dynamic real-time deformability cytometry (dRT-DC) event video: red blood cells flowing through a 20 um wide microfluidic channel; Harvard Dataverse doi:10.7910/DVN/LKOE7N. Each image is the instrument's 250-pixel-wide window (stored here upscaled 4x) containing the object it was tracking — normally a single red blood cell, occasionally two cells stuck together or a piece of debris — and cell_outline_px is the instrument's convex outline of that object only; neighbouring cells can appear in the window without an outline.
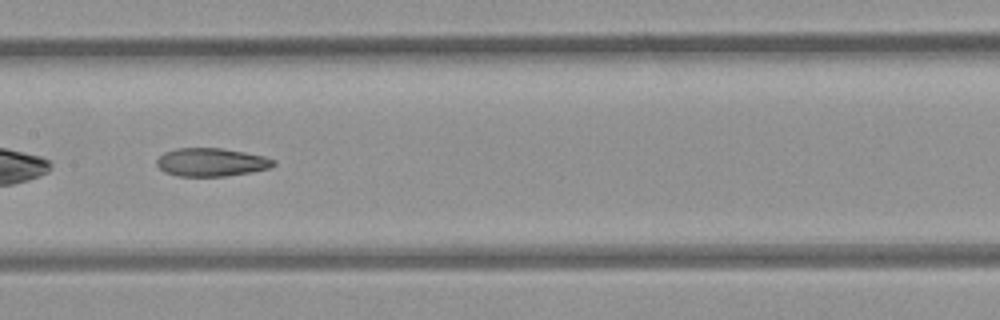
{"species": "common noctule bat (a hibernating species)", "species_latin": "Nyctalus noctula", "temperature_condition": "room temperature", "stored_images_in_passage": 50, "camera_frame_rate_fps": 3000, "um_per_image_px": 0.085, "animal": {"sex": "female", "body_mass_g": 21.9}, "frame": {"image": 1, "passage_image": 25, "time_ms": 8.0, "image_size_px": [1000, 320], "cell_outline_px": [[276, 164], [272, 168], [252, 172], [224, 176], [176, 176], [164, 172], [156, 164], [156, 160], [164, 152], [176, 148], [220, 148], [244, 152], [264, 156], [276, 160]], "centroid_in_image_um": [17.98, 13.79], "position_along_channel_um": 189.4, "area_um2": 19.36}}
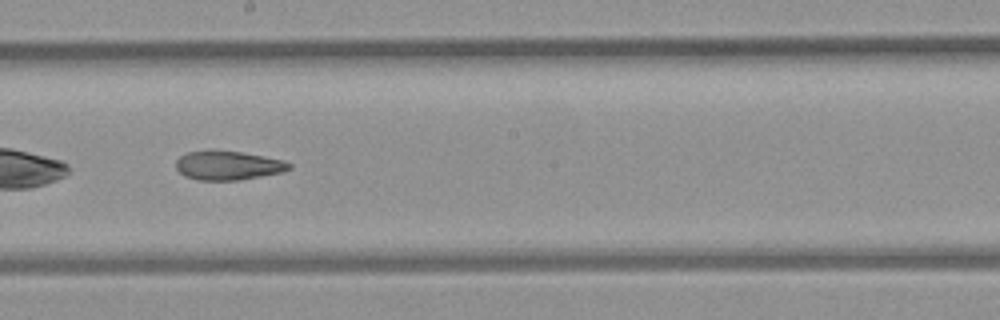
{"frame": {"image": 2, "passage_image": 28, "time_ms": 9.0, "image_size_px": [1000, 320], "cell_outline_px": [[292, 168], [284, 172], [240, 180], [196, 180], [184, 176], [176, 168], [176, 160], [180, 156], [188, 152], [208, 148], [240, 152], [284, 160], [292, 164]], "centroid_in_image_um": [19.37, 14.05], "position_along_channel_um": 228.8, "area_um2": 19.59}}
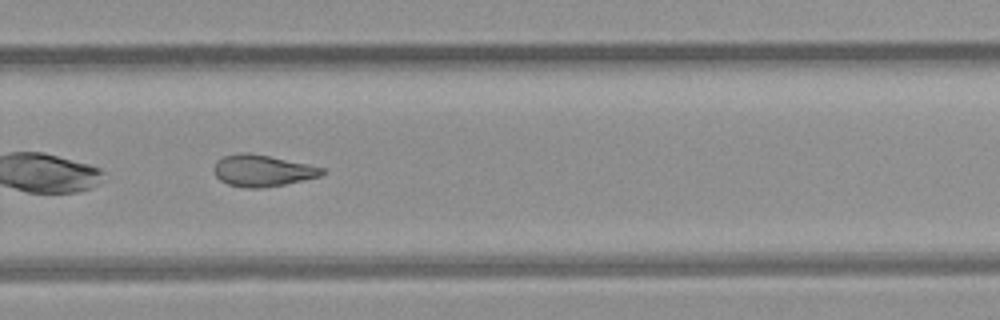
{"frame": {"image": 3, "passage_image": 34, "time_ms": 11.0, "image_size_px": [1000, 320], "cell_outline_px": [[324, 172], [320, 176], [284, 184], [264, 188], [244, 188], [228, 184], [220, 180], [216, 176], [216, 160], [224, 156], [240, 152], [248, 152], [308, 164], [324, 168]], "centroid_in_image_um": [22.3, 14.51], "position_along_channel_um": 307.5, "area_um2": 19.65}, "authors_computed_cell_mechanics": {"area_um2": 20.9814, "velocity_mm_per_s": 3.9548, "shape_relaxation_time_tau1_ms": null, "shape_relaxation_time_tau2_ms": 4.9707, "deformation_change_tau1": null, "deformation_change_tau2": 0.1336}}